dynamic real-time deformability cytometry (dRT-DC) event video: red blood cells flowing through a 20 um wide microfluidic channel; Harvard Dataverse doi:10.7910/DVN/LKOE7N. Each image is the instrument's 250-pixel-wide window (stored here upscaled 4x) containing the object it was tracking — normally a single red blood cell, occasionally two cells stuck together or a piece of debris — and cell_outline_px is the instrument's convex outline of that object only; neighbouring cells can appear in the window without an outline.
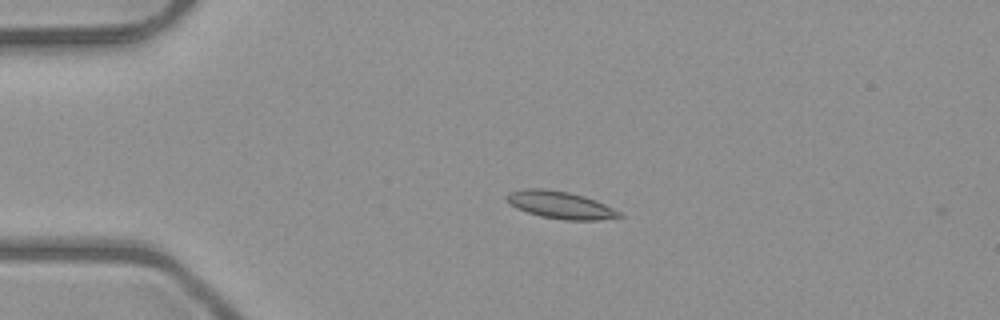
{"species": "common noctule bat (a hibernating species)", "species_latin": "Nyctalus noctula", "temperature_condition": "room temperature", "stored_images_in_passage": 2, "camera_frame_rate_fps": 3000, "um_per_image_px": 0.085, "animal": {"sex": "male", "body_mass_g": 23.1, "forearm_length_mm": 52.7}, "frame": {"image": 1, "passage_image": 1, "time_ms": 0.0, "image_size_px": [1000, 320], "cell_outline_px": [[624, 216], [600, 220], [564, 220], [540, 216], [516, 208], [508, 204], [504, 196], [508, 192], [528, 188], [548, 188], [568, 192], [584, 196], [596, 200], [620, 212]], "centroid_in_image_um": [47.58, 17.41], "position_along_channel_um": 37.4, "area_um2": 18.09}}